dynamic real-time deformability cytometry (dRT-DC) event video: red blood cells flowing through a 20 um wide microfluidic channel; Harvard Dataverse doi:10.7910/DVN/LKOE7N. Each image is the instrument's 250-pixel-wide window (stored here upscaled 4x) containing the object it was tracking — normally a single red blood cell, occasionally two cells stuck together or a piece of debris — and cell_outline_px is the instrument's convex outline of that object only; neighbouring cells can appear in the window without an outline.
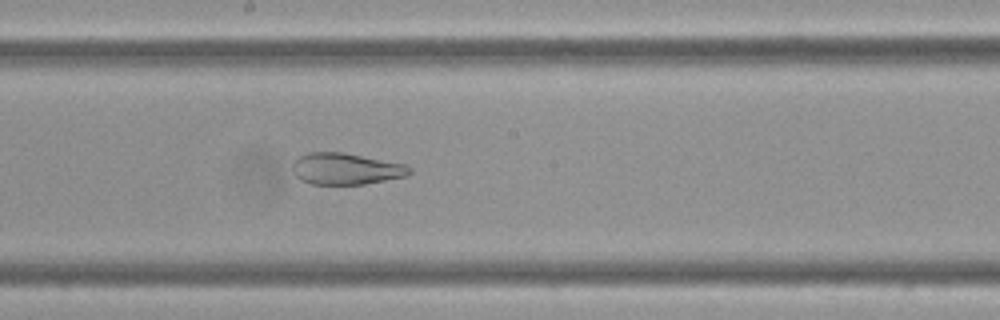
{"species": "Egyptian fruit bat (a non-hibernating species)", "species_latin": "Rousettus aegyptiacus", "temperature_condition": "cold", "stored_images_in_passage": 43, "camera_frame_rate_fps": 3000, "um_per_image_px": 0.085, "frame": {"image": 1, "passage_image": 16, "time_ms": 5.0, "image_size_px": [1000, 320], "cell_outline_px": [[412, 172], [408, 176], [364, 184], [308, 184], [300, 180], [296, 176], [292, 164], [300, 156], [308, 152], [344, 152], [408, 164], [412, 168]], "centroid_in_image_um": [29.46, 14.34], "position_along_channel_um": 218.7, "area_um2": 21.73}}
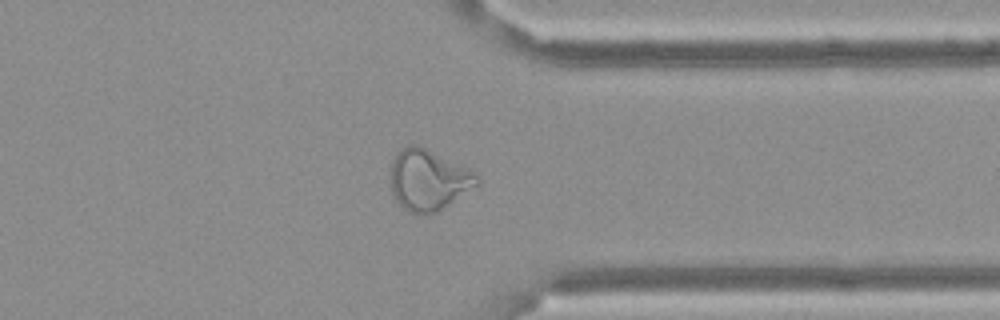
{"frame": {"image": 2, "passage_image": 30, "time_ms": 9.667, "image_size_px": [1000, 320], "cell_outline_px": [[480, 184], [436, 212], [420, 216], [408, 212], [396, 200], [392, 192], [392, 160], [396, 152], [400, 148], [408, 144], [416, 144], [468, 168], [476, 172], [480, 180]], "centroid_in_image_um": [36.42, 15.3], "position_along_channel_um": 375.0, "area_um2": 30.63}}
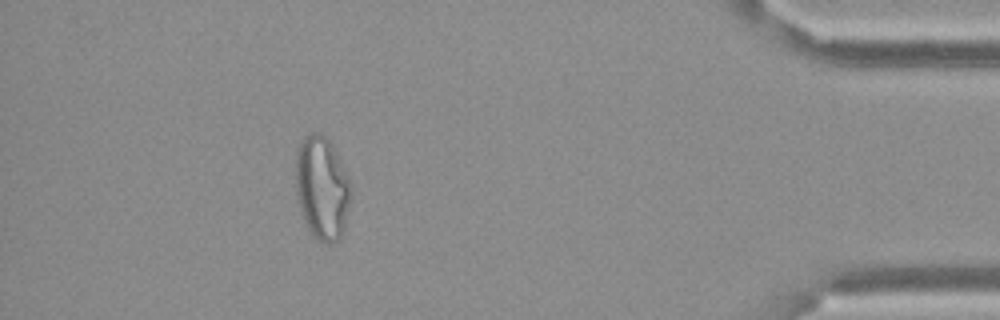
{"frame": {"image": 3, "passage_image": 37, "time_ms": 12.0, "image_size_px": [1000, 320], "cell_outline_px": [[352, 196], [344, 228], [340, 236], [332, 244], [324, 244], [308, 228], [300, 208], [296, 196], [296, 148], [300, 140], [304, 136], [312, 132], [320, 132], [332, 144], [352, 184]], "centroid_in_image_um": [27.38, 15.93], "position_along_channel_um": 407.8, "area_um2": 33.47}, "authors_computed_cell_mechanics": {"area_um2": 27.2238, "velocity_mm_per_s": 3.407, "shape_relaxation_time_tau1_ms": null, "shape_relaxation_time_tau2_ms": 1.5145, "deformation_change_tau1": null, "deformation_change_tau2": 0.087}}